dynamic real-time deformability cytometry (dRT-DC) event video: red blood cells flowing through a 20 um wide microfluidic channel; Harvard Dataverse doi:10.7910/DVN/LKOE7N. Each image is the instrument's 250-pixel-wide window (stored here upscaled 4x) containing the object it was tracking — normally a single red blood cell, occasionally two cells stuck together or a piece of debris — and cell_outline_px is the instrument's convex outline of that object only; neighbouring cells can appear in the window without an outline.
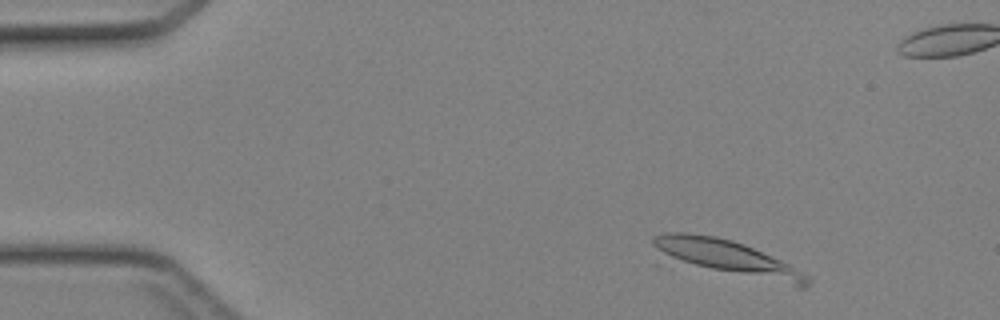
{"species": "Egyptian fruit bat (a non-hibernating species)", "species_latin": "Rousettus aegyptiacus", "temperature_condition": "cold", "stored_images_in_passage": 5, "camera_frame_rate_fps": 3000, "um_per_image_px": 0.085, "animal": {"sex": "female"}, "frame": {"image": 1, "passage_image": 3, "time_ms": 0.667, "image_size_px": [1000, 320], "cell_outline_px": [[812, 280], [804, 288], [800, 288], [668, 268], [656, 264], [652, 244], [652, 236], [664, 232], [688, 232], [716, 236], [732, 240], [744, 244], [780, 260], [812, 276]], "centroid_in_image_um": [61.51, 22.04], "position_along_channel_um": 23.5, "area_um2": 36.41}}